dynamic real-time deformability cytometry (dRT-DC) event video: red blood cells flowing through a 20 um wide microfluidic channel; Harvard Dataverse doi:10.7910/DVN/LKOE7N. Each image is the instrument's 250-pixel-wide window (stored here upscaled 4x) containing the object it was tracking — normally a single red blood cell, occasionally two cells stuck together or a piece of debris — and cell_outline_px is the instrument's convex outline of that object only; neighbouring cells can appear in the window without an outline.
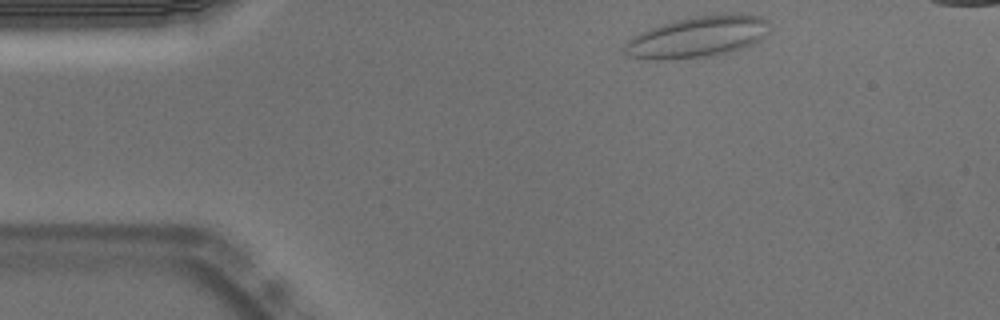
{"species": "Egyptian fruit bat (a non-hibernating species)", "species_latin": "Rousettus aegyptiacus", "temperature_condition": "warm", "stored_images_in_passage": 44, "camera_frame_rate_fps": 3000, "um_per_image_px": 0.085, "animal": {"sex": "male"}, "frame": {"image": 1, "passage_image": 1, "time_ms": 0.0, "image_size_px": [1000, 320], "cell_outline_px": [[768, 32], [760, 40], [752, 44], [728, 52], [704, 56], [656, 60], [648, 60], [628, 56], [624, 52], [624, 44], [632, 36], [640, 32], [676, 20], [692, 16], [724, 12], [740, 12], [760, 16], [768, 20]], "centroid_in_image_um": [59.31, 3.1], "position_along_channel_um": 25.7, "area_um2": 34.91}}